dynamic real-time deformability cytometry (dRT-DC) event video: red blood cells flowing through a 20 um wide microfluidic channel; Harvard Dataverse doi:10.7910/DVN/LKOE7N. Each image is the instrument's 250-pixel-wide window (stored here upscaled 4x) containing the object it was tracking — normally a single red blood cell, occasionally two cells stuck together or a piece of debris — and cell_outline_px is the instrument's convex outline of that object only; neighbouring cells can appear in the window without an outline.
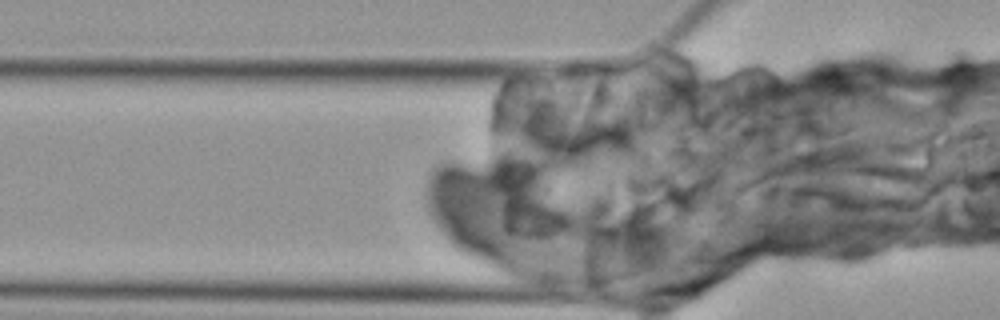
{"species": "Egyptian fruit bat (a non-hibernating species)", "species_latin": "Rousettus aegyptiacus", "temperature_condition": "cold", "stored_images_in_passage": 4, "camera_frame_rate_fps": 3000, "um_per_image_px": 0.085, "animal": {"sex": "female"}, "frame": {"image": 1, "passage_image": 4, "time_ms": 3.333, "image_size_px": [1000, 320], "cell_outline_px": [[564, 220], [544, 232], [504, 220], [496, 176], [500, 168], [520, 176]], "centroid_in_image_um": [44.57, 17.3], "position_along_channel_um": 81.2, "area_um2": 16.65}}